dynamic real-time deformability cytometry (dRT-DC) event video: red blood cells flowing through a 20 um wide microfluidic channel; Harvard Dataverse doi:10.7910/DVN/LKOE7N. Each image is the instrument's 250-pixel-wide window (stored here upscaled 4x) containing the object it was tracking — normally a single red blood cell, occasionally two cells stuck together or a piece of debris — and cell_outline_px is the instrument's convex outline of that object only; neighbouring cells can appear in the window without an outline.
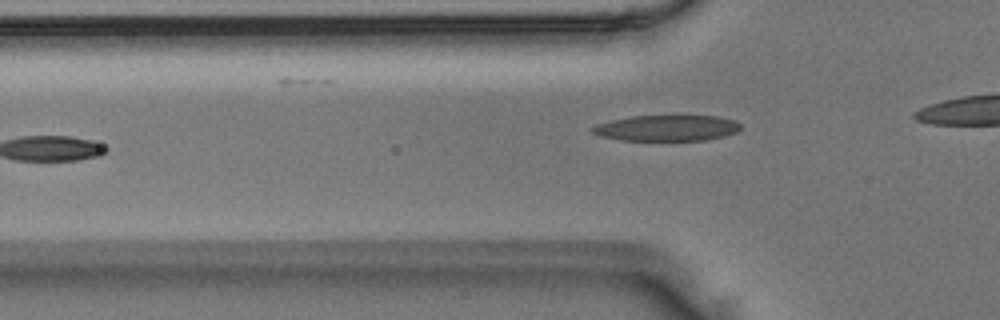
{"species": "Egyptian fruit bat (a non-hibernating species)", "species_latin": "Rousettus aegyptiacus", "temperature_condition": "room temperature", "stored_images_in_passage": 6, "camera_frame_rate_fps": 3000, "um_per_image_px": 0.085, "animal": {"sex": "male"}, "frame": {"image": 1, "passage_image": 3, "time_ms": 0.667, "image_size_px": [1000, 320], "cell_outline_px": [[740, 128], [736, 132], [724, 136], [704, 140], [620, 140], [600, 136], [592, 132], [588, 128], [596, 124], [612, 120], [632, 116], [716, 116], [736, 120], [740, 124]], "centroid_in_image_um": [56.65, 10.88], "position_along_channel_um": 69.1, "area_um2": 22.31}}
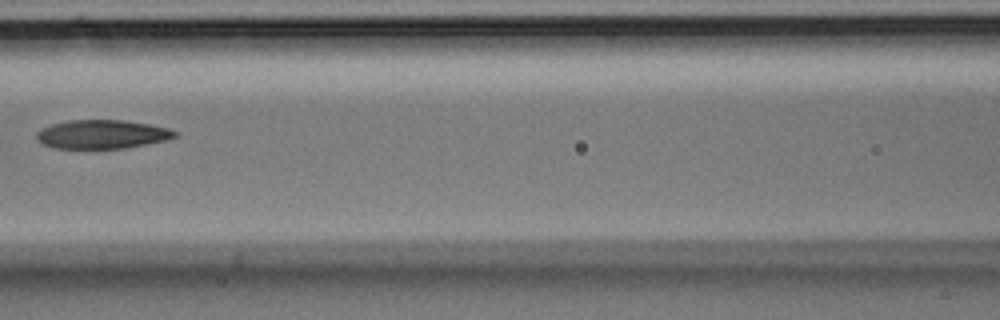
{"frame": {"image": 2, "passage_image": 5, "time_ms": 1.333, "image_size_px": [1000, 320], "cell_outline_px": [[180, 132], [176, 136], [164, 140], [124, 148], [56, 148], [40, 144], [36, 140], [36, 132], [40, 128], [52, 124], [68, 120], [124, 120], [148, 124], [168, 128]], "centroid_in_image_um": [8.62, 11.41], "position_along_channel_um": 158.0, "area_um2": 23.18}}
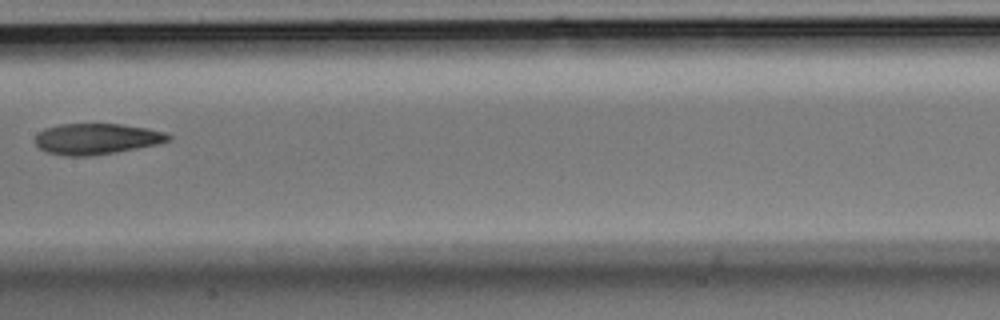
{"frame": {"image": 3, "passage_image": 6, "time_ms": 1.667, "image_size_px": [1000, 320], "cell_outline_px": [[172, 140], [156, 144], [116, 152], [88, 156], [68, 156], [48, 152], [40, 148], [36, 144], [36, 136], [44, 128], [60, 124], [120, 124], [148, 128], [164, 132], [172, 136]], "centroid_in_image_um": [8.23, 11.8], "position_along_channel_um": 199.2, "area_um2": 23.81}}